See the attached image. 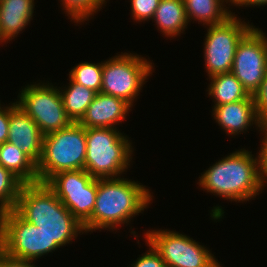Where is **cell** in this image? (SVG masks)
<instances>
[{"label":"cell","instance_id":"6da1fadb","mask_svg":"<svg viewBox=\"0 0 267 267\" xmlns=\"http://www.w3.org/2000/svg\"><path fill=\"white\" fill-rule=\"evenodd\" d=\"M13 210L59 247L85 232L82 224L45 183L24 184Z\"/></svg>","mask_w":267,"mask_h":267},{"label":"cell","instance_id":"7a4b0ae2","mask_svg":"<svg viewBox=\"0 0 267 267\" xmlns=\"http://www.w3.org/2000/svg\"><path fill=\"white\" fill-rule=\"evenodd\" d=\"M153 195L140 182L123 177L97 179V195L91 218L83 225L86 232L112 230L142 213Z\"/></svg>","mask_w":267,"mask_h":267},{"label":"cell","instance_id":"3957f363","mask_svg":"<svg viewBox=\"0 0 267 267\" xmlns=\"http://www.w3.org/2000/svg\"><path fill=\"white\" fill-rule=\"evenodd\" d=\"M246 149L230 153L210 166L201 177L199 186L230 201H249L264 190L258 157Z\"/></svg>","mask_w":267,"mask_h":267},{"label":"cell","instance_id":"277c9868","mask_svg":"<svg viewBox=\"0 0 267 267\" xmlns=\"http://www.w3.org/2000/svg\"><path fill=\"white\" fill-rule=\"evenodd\" d=\"M85 136L84 170L93 178L120 177L129 168L132 143L117 128H85Z\"/></svg>","mask_w":267,"mask_h":267},{"label":"cell","instance_id":"5b68a950","mask_svg":"<svg viewBox=\"0 0 267 267\" xmlns=\"http://www.w3.org/2000/svg\"><path fill=\"white\" fill-rule=\"evenodd\" d=\"M86 147L85 127L79 122L44 135L42 154L37 163L39 182L46 183L62 171L84 169Z\"/></svg>","mask_w":267,"mask_h":267},{"label":"cell","instance_id":"8992f818","mask_svg":"<svg viewBox=\"0 0 267 267\" xmlns=\"http://www.w3.org/2000/svg\"><path fill=\"white\" fill-rule=\"evenodd\" d=\"M152 69V62L138 54H117L103 62L101 93L123 99L132 107Z\"/></svg>","mask_w":267,"mask_h":267},{"label":"cell","instance_id":"52a82bcc","mask_svg":"<svg viewBox=\"0 0 267 267\" xmlns=\"http://www.w3.org/2000/svg\"><path fill=\"white\" fill-rule=\"evenodd\" d=\"M58 248L38 227L14 210L0 212V249L9 256L35 261Z\"/></svg>","mask_w":267,"mask_h":267},{"label":"cell","instance_id":"ba28073f","mask_svg":"<svg viewBox=\"0 0 267 267\" xmlns=\"http://www.w3.org/2000/svg\"><path fill=\"white\" fill-rule=\"evenodd\" d=\"M52 83L28 84L18 94L19 106L38 125L43 135L68 127L72 120L67 116L57 86Z\"/></svg>","mask_w":267,"mask_h":267},{"label":"cell","instance_id":"9c48e42d","mask_svg":"<svg viewBox=\"0 0 267 267\" xmlns=\"http://www.w3.org/2000/svg\"><path fill=\"white\" fill-rule=\"evenodd\" d=\"M253 27L235 13L225 22L208 27L204 42V61L209 77L231 72L237 45Z\"/></svg>","mask_w":267,"mask_h":267},{"label":"cell","instance_id":"30bf717a","mask_svg":"<svg viewBox=\"0 0 267 267\" xmlns=\"http://www.w3.org/2000/svg\"><path fill=\"white\" fill-rule=\"evenodd\" d=\"M45 184L82 226L91 218L97 195V178L84 169L62 171Z\"/></svg>","mask_w":267,"mask_h":267},{"label":"cell","instance_id":"8fae6325","mask_svg":"<svg viewBox=\"0 0 267 267\" xmlns=\"http://www.w3.org/2000/svg\"><path fill=\"white\" fill-rule=\"evenodd\" d=\"M144 234L168 267H210L217 261L207 247L182 233L147 230Z\"/></svg>","mask_w":267,"mask_h":267},{"label":"cell","instance_id":"7c38bea8","mask_svg":"<svg viewBox=\"0 0 267 267\" xmlns=\"http://www.w3.org/2000/svg\"><path fill=\"white\" fill-rule=\"evenodd\" d=\"M255 26L236 48L231 72L250 95L259 89L267 74V37Z\"/></svg>","mask_w":267,"mask_h":267},{"label":"cell","instance_id":"4fadbf2b","mask_svg":"<svg viewBox=\"0 0 267 267\" xmlns=\"http://www.w3.org/2000/svg\"><path fill=\"white\" fill-rule=\"evenodd\" d=\"M43 137L36 122L16 102L11 103L7 142L13 143L37 164L42 154Z\"/></svg>","mask_w":267,"mask_h":267},{"label":"cell","instance_id":"5bb4252c","mask_svg":"<svg viewBox=\"0 0 267 267\" xmlns=\"http://www.w3.org/2000/svg\"><path fill=\"white\" fill-rule=\"evenodd\" d=\"M130 110L131 106L123 99L96 93L79 123L85 128H117L115 125L126 119Z\"/></svg>","mask_w":267,"mask_h":267},{"label":"cell","instance_id":"9a60e30c","mask_svg":"<svg viewBox=\"0 0 267 267\" xmlns=\"http://www.w3.org/2000/svg\"><path fill=\"white\" fill-rule=\"evenodd\" d=\"M212 111L214 119L228 135L244 133L254 123L257 128L261 125L253 95L237 102L214 106Z\"/></svg>","mask_w":267,"mask_h":267},{"label":"cell","instance_id":"2e32d148","mask_svg":"<svg viewBox=\"0 0 267 267\" xmlns=\"http://www.w3.org/2000/svg\"><path fill=\"white\" fill-rule=\"evenodd\" d=\"M34 3V0H0V38L3 42H10L30 24Z\"/></svg>","mask_w":267,"mask_h":267},{"label":"cell","instance_id":"e0dca14e","mask_svg":"<svg viewBox=\"0 0 267 267\" xmlns=\"http://www.w3.org/2000/svg\"><path fill=\"white\" fill-rule=\"evenodd\" d=\"M0 165L24 184L38 183L37 164L13 143L0 144Z\"/></svg>","mask_w":267,"mask_h":267},{"label":"cell","instance_id":"ac0fdd59","mask_svg":"<svg viewBox=\"0 0 267 267\" xmlns=\"http://www.w3.org/2000/svg\"><path fill=\"white\" fill-rule=\"evenodd\" d=\"M152 20L167 37L179 36L187 28L188 20L183 0H160Z\"/></svg>","mask_w":267,"mask_h":267},{"label":"cell","instance_id":"d6986e66","mask_svg":"<svg viewBox=\"0 0 267 267\" xmlns=\"http://www.w3.org/2000/svg\"><path fill=\"white\" fill-rule=\"evenodd\" d=\"M188 22L195 20L211 26L225 22L233 13L226 7L228 0H183ZM228 8V9H227Z\"/></svg>","mask_w":267,"mask_h":267},{"label":"cell","instance_id":"ffe728a7","mask_svg":"<svg viewBox=\"0 0 267 267\" xmlns=\"http://www.w3.org/2000/svg\"><path fill=\"white\" fill-rule=\"evenodd\" d=\"M209 80L211 82L207 91L209 97L213 98L215 104L213 107L237 102L250 96L232 72L213 75L209 77Z\"/></svg>","mask_w":267,"mask_h":267},{"label":"cell","instance_id":"44dd1931","mask_svg":"<svg viewBox=\"0 0 267 267\" xmlns=\"http://www.w3.org/2000/svg\"><path fill=\"white\" fill-rule=\"evenodd\" d=\"M69 81L68 87L65 86L63 90L59 87V91L67 116L72 122H79L93 101L96 92L71 79Z\"/></svg>","mask_w":267,"mask_h":267},{"label":"cell","instance_id":"7402d4cb","mask_svg":"<svg viewBox=\"0 0 267 267\" xmlns=\"http://www.w3.org/2000/svg\"><path fill=\"white\" fill-rule=\"evenodd\" d=\"M103 61L100 63L81 62L69 72V79L96 93L101 92Z\"/></svg>","mask_w":267,"mask_h":267},{"label":"cell","instance_id":"603a6c76","mask_svg":"<svg viewBox=\"0 0 267 267\" xmlns=\"http://www.w3.org/2000/svg\"><path fill=\"white\" fill-rule=\"evenodd\" d=\"M24 183L0 165V212L13 210Z\"/></svg>","mask_w":267,"mask_h":267},{"label":"cell","instance_id":"cb8c5ba5","mask_svg":"<svg viewBox=\"0 0 267 267\" xmlns=\"http://www.w3.org/2000/svg\"><path fill=\"white\" fill-rule=\"evenodd\" d=\"M61 4L67 16L74 20V23H81L89 20V17L102 9L106 0H61Z\"/></svg>","mask_w":267,"mask_h":267},{"label":"cell","instance_id":"d4e9b609","mask_svg":"<svg viewBox=\"0 0 267 267\" xmlns=\"http://www.w3.org/2000/svg\"><path fill=\"white\" fill-rule=\"evenodd\" d=\"M131 15L137 22L152 20L160 0H130Z\"/></svg>","mask_w":267,"mask_h":267},{"label":"cell","instance_id":"484cf974","mask_svg":"<svg viewBox=\"0 0 267 267\" xmlns=\"http://www.w3.org/2000/svg\"><path fill=\"white\" fill-rule=\"evenodd\" d=\"M145 242L147 243V246H149V250L141 257L139 256L135 263L133 265L131 264L130 267H168L154 247L146 240Z\"/></svg>","mask_w":267,"mask_h":267},{"label":"cell","instance_id":"4316f807","mask_svg":"<svg viewBox=\"0 0 267 267\" xmlns=\"http://www.w3.org/2000/svg\"><path fill=\"white\" fill-rule=\"evenodd\" d=\"M253 98L261 124L267 123V74Z\"/></svg>","mask_w":267,"mask_h":267},{"label":"cell","instance_id":"83f0119b","mask_svg":"<svg viewBox=\"0 0 267 267\" xmlns=\"http://www.w3.org/2000/svg\"><path fill=\"white\" fill-rule=\"evenodd\" d=\"M263 133L264 138L261 141V149L258 153V164L261 178L265 184H267V123L261 124L258 128Z\"/></svg>","mask_w":267,"mask_h":267},{"label":"cell","instance_id":"f1b7e54d","mask_svg":"<svg viewBox=\"0 0 267 267\" xmlns=\"http://www.w3.org/2000/svg\"><path fill=\"white\" fill-rule=\"evenodd\" d=\"M32 262L33 261L9 256L0 249V267H35Z\"/></svg>","mask_w":267,"mask_h":267},{"label":"cell","instance_id":"f546056e","mask_svg":"<svg viewBox=\"0 0 267 267\" xmlns=\"http://www.w3.org/2000/svg\"><path fill=\"white\" fill-rule=\"evenodd\" d=\"M10 121V106L2 107L0 103V144L7 142Z\"/></svg>","mask_w":267,"mask_h":267},{"label":"cell","instance_id":"4dcf8cb0","mask_svg":"<svg viewBox=\"0 0 267 267\" xmlns=\"http://www.w3.org/2000/svg\"><path fill=\"white\" fill-rule=\"evenodd\" d=\"M267 4V0H236L232 6H265Z\"/></svg>","mask_w":267,"mask_h":267},{"label":"cell","instance_id":"1f68e13d","mask_svg":"<svg viewBox=\"0 0 267 267\" xmlns=\"http://www.w3.org/2000/svg\"><path fill=\"white\" fill-rule=\"evenodd\" d=\"M220 265H222V264H220V262L218 263V260L212 265V266H210V267H221Z\"/></svg>","mask_w":267,"mask_h":267},{"label":"cell","instance_id":"d6a6232c","mask_svg":"<svg viewBox=\"0 0 267 267\" xmlns=\"http://www.w3.org/2000/svg\"><path fill=\"white\" fill-rule=\"evenodd\" d=\"M230 3L228 5H232L236 0H228Z\"/></svg>","mask_w":267,"mask_h":267}]
</instances>
